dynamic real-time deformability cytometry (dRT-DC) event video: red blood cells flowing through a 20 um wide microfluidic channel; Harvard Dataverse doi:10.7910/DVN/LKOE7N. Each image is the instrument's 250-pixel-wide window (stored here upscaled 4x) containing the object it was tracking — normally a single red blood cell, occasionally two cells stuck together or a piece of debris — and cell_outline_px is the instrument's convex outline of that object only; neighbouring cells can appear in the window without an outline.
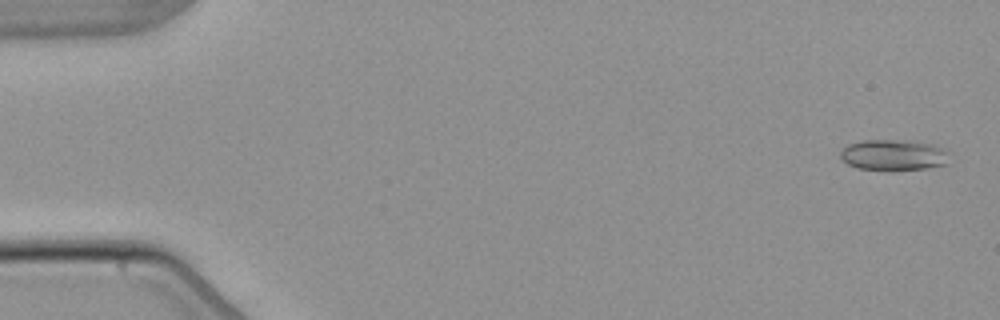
{"species": "common noctule bat (a hibernating species)", "species_latin": "Nyctalus noctula", "temperature_condition": "warm", "stored_images_in_passage": 4, "camera_frame_rate_fps": 3000, "um_per_image_px": 0.085, "animal": {"sex": "male", "body_mass_g": 21.5, "forearm_length_mm": 52.0}, "frame": {"image": 1, "passage_image": 1, "time_ms": 0.0, "image_size_px": [1000, 320], "cell_outline_px": [[948, 164], [924, 168], [892, 172], [888, 172], [856, 168], [848, 164], [840, 156], [840, 152], [848, 144], [864, 140], [912, 140], [936, 144], [944, 148], [948, 152]], "centroid_in_image_um": [75.98, 13.19], "position_along_channel_um": 9.0, "area_um2": 20.29}}
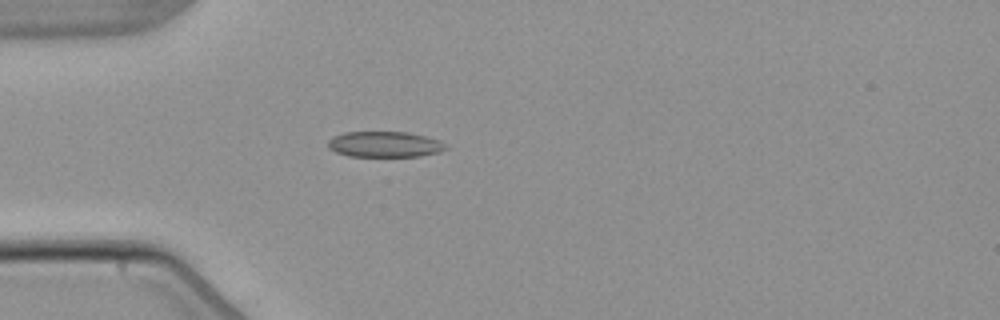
{"frame": {"image": 2, "passage_image": 4, "time_ms": 4.667, "image_size_px": [1000, 320], "cell_outline_px": [[448, 148], [440, 152], [420, 156], [348, 156], [336, 152], [328, 148], [328, 140], [332, 136], [344, 132], [408, 132], [440, 140]], "centroid_in_image_um": [32.68, 12.26], "position_along_channel_um": 52.3, "area_um2": 17.69}}